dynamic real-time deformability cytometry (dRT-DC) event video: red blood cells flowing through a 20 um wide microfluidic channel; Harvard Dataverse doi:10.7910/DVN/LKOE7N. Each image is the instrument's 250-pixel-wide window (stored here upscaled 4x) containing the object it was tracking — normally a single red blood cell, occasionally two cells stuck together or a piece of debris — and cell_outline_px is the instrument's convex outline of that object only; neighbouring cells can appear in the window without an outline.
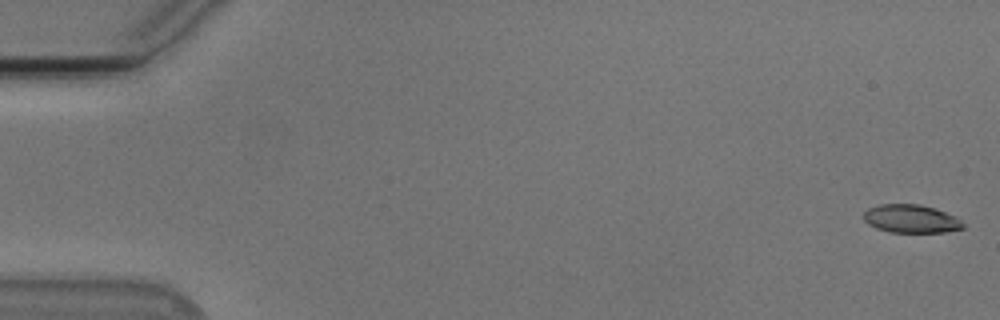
{"species": "Egyptian fruit bat (a non-hibernating species)", "species_latin": "Rousettus aegyptiacus", "temperature_condition": "cold", "stored_images_in_passage": 55, "camera_frame_rate_fps": 3000, "um_per_image_px": 0.085, "animal": {"sex": "male"}, "frame": {"image": 1, "passage_image": 1, "time_ms": 0.0, "image_size_px": [1000, 320], "cell_outline_px": [[964, 228], [944, 232], [892, 232], [876, 228], [868, 224], [864, 220], [864, 212], [868, 208], [880, 204], [920, 204], [944, 212], [960, 220], [964, 224]], "centroid_in_image_um": [77.4, 18.6], "position_along_channel_um": 7.6, "area_um2": 16.13}}
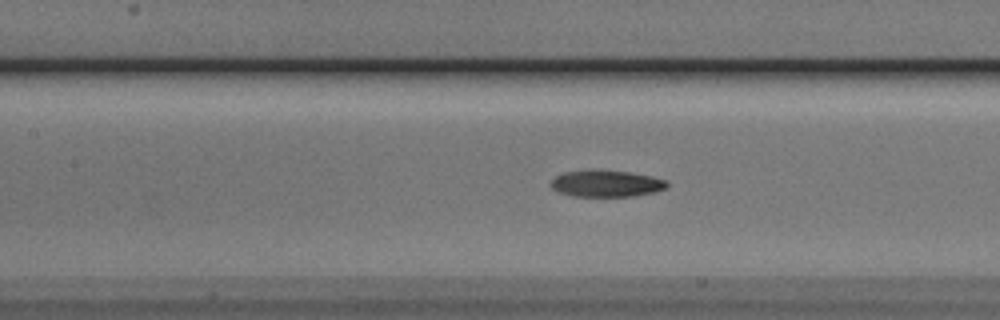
{"frame": {"image": 2, "passage_image": 25, "time_ms": 8.0, "image_size_px": [1000, 320], "cell_outline_px": [[668, 188], [656, 192], [632, 196], [572, 196], [560, 192], [552, 188], [548, 184], [556, 176], [564, 172], [632, 172], [652, 176], [668, 180]], "centroid_in_image_um": [51.61, 15.63], "position_along_channel_um": 155.8, "area_um2": 17.57}}
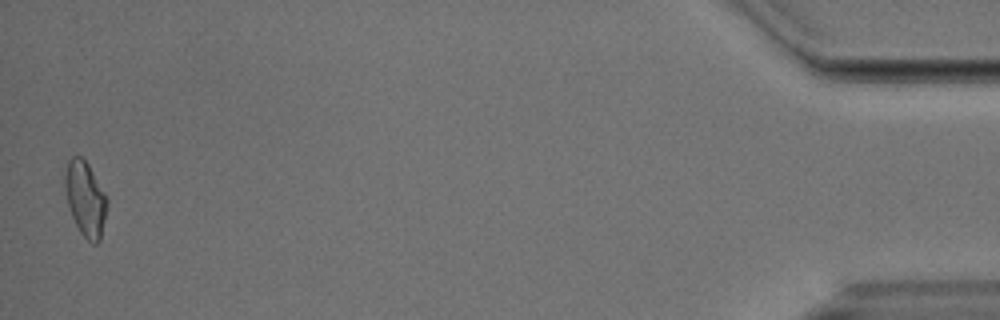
{"frame": {"image": 3, "passage_image": 54, "time_ms": 17.667, "image_size_px": [1000, 320], "cell_outline_px": [[108, 200], [100, 240], [96, 244], [92, 244], [80, 232], [72, 216], [68, 204], [64, 184], [64, 176], [68, 160], [72, 156], [80, 156], [88, 164], [104, 192]], "centroid_in_image_um": [7.25, 16.89], "position_along_channel_um": 428.0, "area_um2": 18.09}, "authors_computed_cell_mechanics": {"area_um2": 17.918, "velocity_mm_per_s": 3.7709, "shape_relaxation_time_tau1_ms": 5.3236, "shape_relaxation_time_tau2_ms": 3.0237, "deformation_change_tau1": 0.1734, "deformation_change_tau2": 0.0935}}